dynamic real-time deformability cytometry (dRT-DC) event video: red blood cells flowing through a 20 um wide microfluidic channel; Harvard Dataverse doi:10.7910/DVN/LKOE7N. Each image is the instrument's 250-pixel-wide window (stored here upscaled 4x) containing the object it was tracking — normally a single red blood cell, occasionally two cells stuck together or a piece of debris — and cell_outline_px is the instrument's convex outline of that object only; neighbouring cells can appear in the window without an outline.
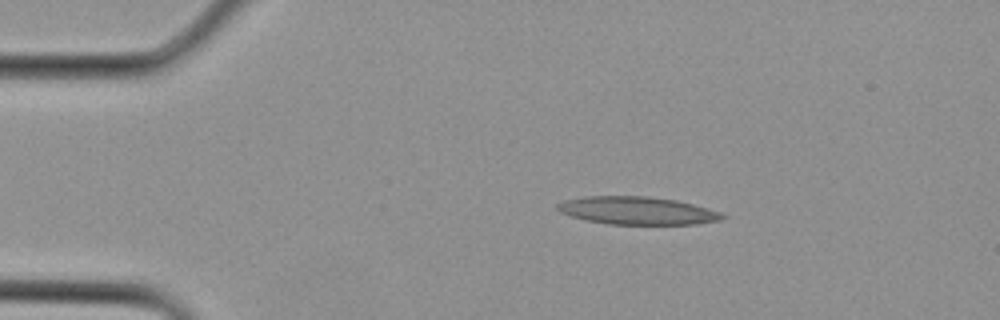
{"species": "Egyptian fruit bat (a non-hibernating species)", "species_latin": "Rousettus aegyptiacus", "temperature_condition": "cold", "stored_images_in_passage": 20, "camera_frame_rate_fps": 3000, "um_per_image_px": 0.085, "animal": {"sex": "female"}, "frame": {"image": 1, "passage_image": 5, "time_ms": 1.333, "image_size_px": [1000, 320], "cell_outline_px": [[728, 216], [720, 220], [696, 224], [608, 224], [588, 220], [572, 216], [560, 212], [556, 208], [556, 204], [564, 200], [584, 196], [648, 196], [676, 200], [692, 204], [720, 212]], "centroid_in_image_um": [54.15, 17.9], "position_along_channel_um": 30.8, "area_um2": 26.65}}
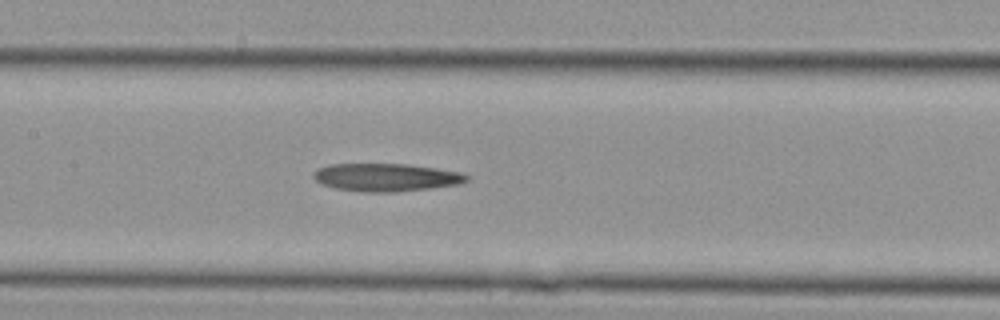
{"frame": {"image": 2, "passage_image": 14, "time_ms": 4.333, "image_size_px": [1000, 320], "cell_outline_px": [[468, 180], [456, 184], [428, 188], [396, 192], [364, 192], [336, 188], [320, 184], [312, 176], [312, 172], [328, 164], [408, 164], [436, 168], [460, 172], [468, 176]], "centroid_in_image_um": [32.76, 15.07], "position_along_channel_um": 174.6, "area_um2": 24.74}}
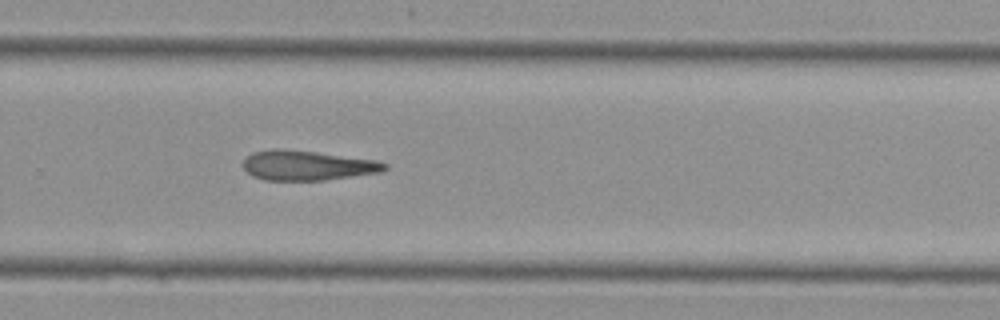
{"frame": {"image": 3, "passage_image": 20, "time_ms": 6.333, "image_size_px": [1000, 320], "cell_outline_px": [[388, 168], [380, 172], [324, 180], [264, 180], [252, 176], [244, 168], [244, 160], [252, 152], [272, 148], [280, 148], [316, 152], [376, 160], [388, 164]], "centroid_in_image_um": [26.1, 14.05], "position_along_channel_um": 303.7, "area_um2": 24.51}}